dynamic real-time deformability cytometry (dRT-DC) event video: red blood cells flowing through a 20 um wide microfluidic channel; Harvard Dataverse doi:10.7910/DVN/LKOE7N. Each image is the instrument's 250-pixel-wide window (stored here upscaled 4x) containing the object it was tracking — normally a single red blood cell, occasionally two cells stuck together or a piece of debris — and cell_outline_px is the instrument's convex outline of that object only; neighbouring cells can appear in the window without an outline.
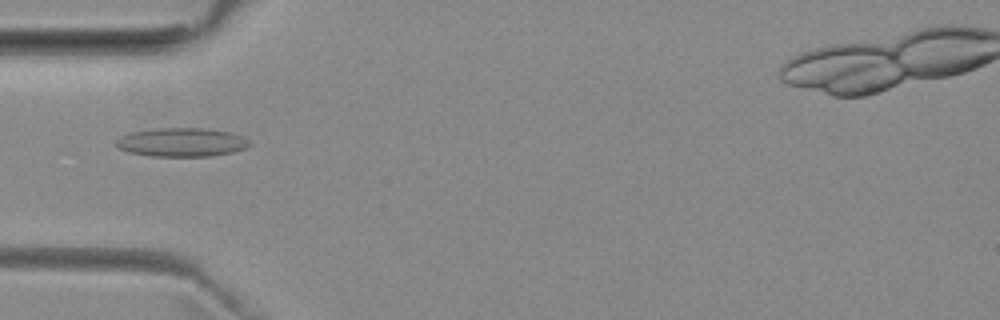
{"species": "common noctule bat (a hibernating species)", "species_latin": "Nyctalus noctula", "temperature_condition": "room temperature", "stored_images_in_passage": 48, "camera_frame_rate_fps": 3000, "um_per_image_px": 0.085, "animal": {"sex": "female", "body_mass_g": 29.2, "forearm_length_mm": 56.3}, "frame": {"image": 1, "passage_image": 12, "time_ms": 3.667, "image_size_px": [1000, 320], "cell_outline_px": [[252, 144], [244, 148], [232, 152], [212, 156], [152, 156], [128, 152], [116, 148], [116, 140], [120, 136], [132, 132], [152, 128], [208, 128], [228, 132], [240, 136], [248, 140]], "centroid_in_image_um": [15.4, 12.09], "position_along_channel_um": 69.6, "area_um2": 22.37}}
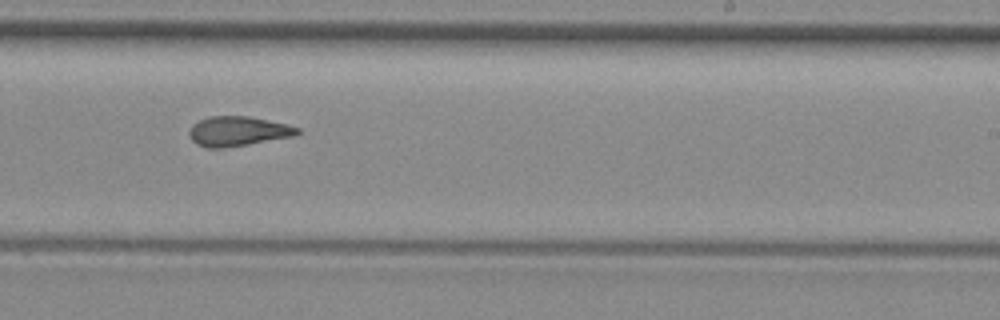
{"frame": {"image": 2, "passage_image": 27, "time_ms": 8.667, "image_size_px": [1000, 320], "cell_outline_px": [[300, 132], [296, 136], [248, 144], [216, 148], [208, 148], [196, 144], [192, 140], [188, 132], [192, 124], [208, 116], [248, 116], [288, 124], [300, 128]], "centroid_in_image_um": [20.24, 11.15], "position_along_channel_um": 268.8, "area_um2": 18.73}}
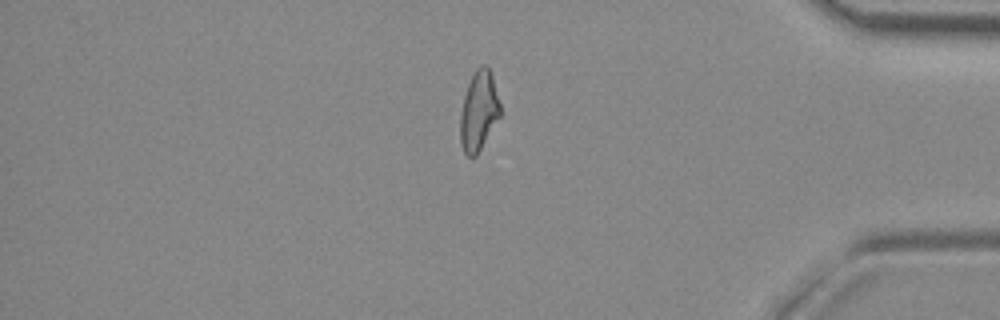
{"frame": {"image": 3, "passage_image": 39, "time_ms": 12.667, "image_size_px": [1000, 320], "cell_outline_px": [[500, 116], [476, 156], [468, 156], [464, 152], [460, 144], [460, 116], [464, 96], [468, 84], [476, 68], [480, 64], [484, 64], [492, 72], [500, 104]], "centroid_in_image_um": [40.69, 9.41], "position_along_channel_um": 394.5, "area_um2": 18.5}, "authors_computed_cell_mechanics": {"area_um2": 19.1896, "velocity_mm_per_s": 3.974, "shape_relaxation_time_tau1_ms": null, "shape_relaxation_time_tau2_ms": 1.7164, "deformation_change_tau1": null, "deformation_change_tau2": 0.0924}}